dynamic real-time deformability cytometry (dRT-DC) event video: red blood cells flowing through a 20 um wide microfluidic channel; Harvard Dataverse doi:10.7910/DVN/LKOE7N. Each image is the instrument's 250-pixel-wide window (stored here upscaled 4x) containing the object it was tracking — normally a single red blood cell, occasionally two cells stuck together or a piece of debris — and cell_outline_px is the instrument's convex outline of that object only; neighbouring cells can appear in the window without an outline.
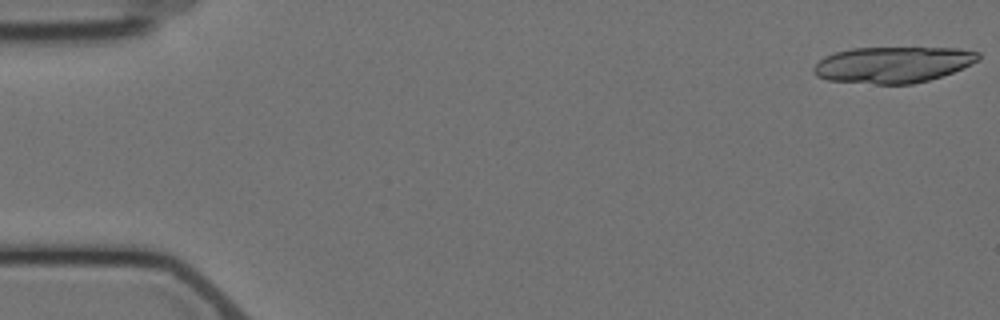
{"species": "Egyptian fruit bat (a non-hibernating species)", "species_latin": "Rousettus aegyptiacus", "temperature_condition": "cold", "stored_images_in_passage": 5, "camera_frame_rate_fps": 3000, "um_per_image_px": 0.085, "animal": {"sex": "female"}, "frame": {"image": 1, "passage_image": 1, "time_ms": 0.0, "image_size_px": [1000, 320], "cell_outline_px": [[980, 60], [952, 72], [928, 80], [912, 84], [876, 84], [828, 80], [816, 76], [812, 68], [824, 56], [836, 52], [852, 48], [960, 48], [980, 52]], "centroid_in_image_um": [75.9, 5.49], "position_along_channel_um": 9.1, "area_um2": 34.62}}